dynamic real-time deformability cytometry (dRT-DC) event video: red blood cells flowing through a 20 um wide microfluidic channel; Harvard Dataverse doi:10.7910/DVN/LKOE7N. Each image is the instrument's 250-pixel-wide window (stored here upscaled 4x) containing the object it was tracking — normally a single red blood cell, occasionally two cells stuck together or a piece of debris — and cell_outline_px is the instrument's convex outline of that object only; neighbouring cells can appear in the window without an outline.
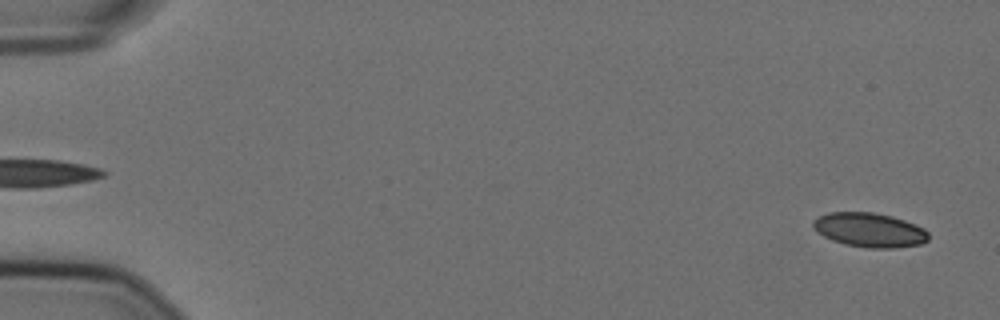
{"species": "Egyptian fruit bat (a non-hibernating species)", "species_latin": "Rousettus aegyptiacus", "temperature_condition": "cold", "stored_images_in_passage": 14, "camera_frame_rate_fps": 3000, "um_per_image_px": 0.085, "animal": {"sex": "female"}, "frame": {"image": 1, "passage_image": 2, "time_ms": 0.333, "image_size_px": [1000, 320], "cell_outline_px": [[928, 240], [920, 244], [896, 248], [868, 248], [844, 244], [832, 240], [816, 232], [812, 228], [812, 220], [828, 212], [872, 212], [892, 216], [916, 224], [924, 228], [928, 232]], "centroid_in_image_um": [73.89, 19.55], "position_along_channel_um": 11.1, "area_um2": 23.24}}